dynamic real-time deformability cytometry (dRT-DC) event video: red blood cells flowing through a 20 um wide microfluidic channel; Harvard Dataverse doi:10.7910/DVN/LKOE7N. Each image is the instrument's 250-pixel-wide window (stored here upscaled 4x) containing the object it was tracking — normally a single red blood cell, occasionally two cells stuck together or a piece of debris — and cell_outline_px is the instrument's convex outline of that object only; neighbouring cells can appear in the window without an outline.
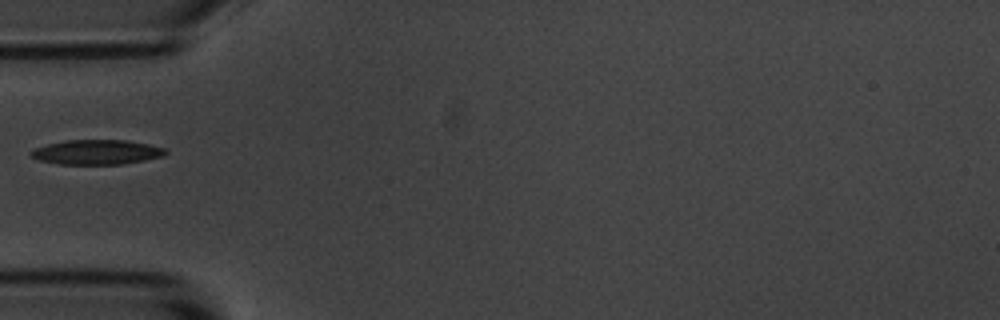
{"species": "common noctule bat (a hibernating species)", "species_latin": "Nyctalus noctula", "temperature_condition": "room temperature", "stored_images_in_passage": 2, "camera_frame_rate_fps": 3000, "um_per_image_px": 0.085, "animal": {"sex": "male", "body_mass_g": 20.1, "forearm_length_mm": 53.5}, "frame": {"image": 1, "passage_image": 2, "time_ms": 2.0, "image_size_px": [1000, 320], "cell_outline_px": [[168, 152], [164, 156], [144, 160], [120, 164], [60, 164], [40, 160], [32, 156], [28, 152], [32, 148], [48, 144], [68, 140], [124, 140], [148, 144], [164, 148]], "centroid_in_image_um": [8.21, 12.93], "position_along_channel_um": 76.8, "area_um2": 19.25}}